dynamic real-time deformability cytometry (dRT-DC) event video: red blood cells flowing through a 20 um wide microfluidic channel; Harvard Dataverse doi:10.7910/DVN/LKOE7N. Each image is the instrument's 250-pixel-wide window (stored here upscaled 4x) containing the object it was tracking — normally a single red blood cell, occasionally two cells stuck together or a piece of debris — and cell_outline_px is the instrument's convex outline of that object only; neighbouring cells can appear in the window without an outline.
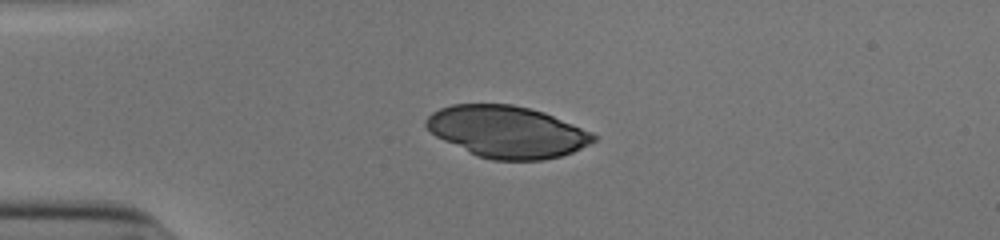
{"species": "human", "species_latin": "Homo sapiens", "temperature_condition": "cold", "stored_images_in_passage": 40, "camera_frame_rate_fps": 3000, "um_per_image_px": 0.085, "donor": {"sex": "male"}, "frame": {"image": 1, "passage_image": 1, "time_ms": 0.0, "image_size_px": [1000, 240], "cell_outline_px": [[596, 140], [572, 152], [560, 156], [544, 160], [492, 160], [476, 156], [436, 136], [424, 124], [424, 120], [432, 112], [440, 108], [452, 104], [512, 104], [544, 112], [592, 132], [596, 136]], "centroid_in_image_um": [43.08, 11.2], "position_along_channel_um": 41.9, "area_um2": 50.29}}
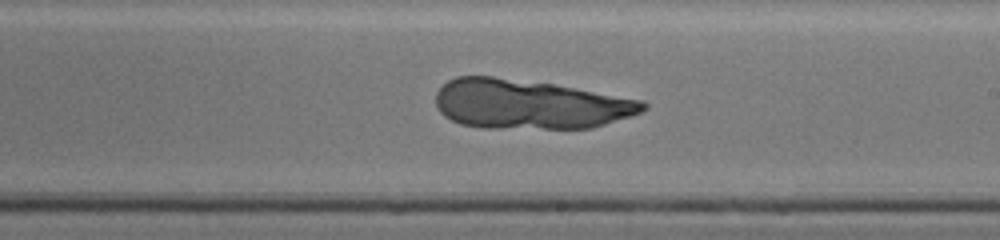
{"frame": {"image": 2, "passage_image": 19, "time_ms": 6.0, "image_size_px": [1000, 240], "cell_outline_px": [[648, 108], [640, 112], [592, 128], [480, 128], [460, 124], [444, 116], [440, 112], [436, 104], [436, 92], [448, 80], [456, 76], [492, 76], [552, 84], [644, 100], [648, 104]], "centroid_in_image_um": [44.98, 8.86], "position_along_channel_um": 244.0, "area_um2": 59.53}}
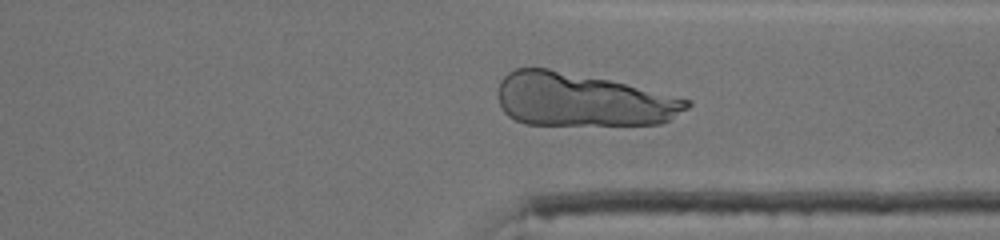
{"frame": {"image": 3, "passage_image": 28, "time_ms": 9.0, "image_size_px": [1000, 240], "cell_outline_px": [[692, 104], [688, 108], [668, 120], [660, 124], [524, 124], [508, 116], [504, 112], [496, 96], [496, 92], [500, 80], [508, 72], [516, 68], [548, 68], [608, 80], [692, 100]], "centroid_in_image_um": [49.43, 8.48], "position_along_channel_um": 362.0, "area_um2": 58.26}}